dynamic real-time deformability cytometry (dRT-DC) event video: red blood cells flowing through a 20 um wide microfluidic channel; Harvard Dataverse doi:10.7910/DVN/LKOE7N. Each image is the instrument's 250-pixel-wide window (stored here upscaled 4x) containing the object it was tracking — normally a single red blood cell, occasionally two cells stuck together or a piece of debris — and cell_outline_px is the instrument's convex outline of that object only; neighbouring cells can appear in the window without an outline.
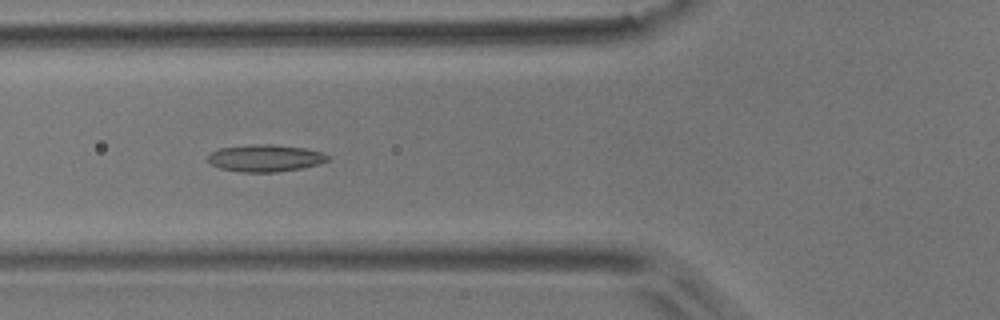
{"species": "common noctule bat (a hibernating species)", "species_latin": "Nyctalus noctula", "temperature_condition": "room temperature", "stored_images_in_passage": 37, "camera_frame_rate_fps": 3000, "um_per_image_px": 0.085, "animal": {"sex": "male", "body_mass_g": 17.9}, "frame": {"image": 1, "passage_image": 5, "time_ms": 1.333, "image_size_px": [1000, 320], "cell_outline_px": [[328, 160], [320, 164], [304, 168], [276, 172], [240, 172], [220, 168], [212, 164], [208, 160], [208, 152], [220, 148], [252, 144], [272, 144], [304, 148], [324, 152], [328, 156]], "centroid_in_image_um": [22.55, 13.44], "position_along_channel_um": 103.2, "area_um2": 19.07}}
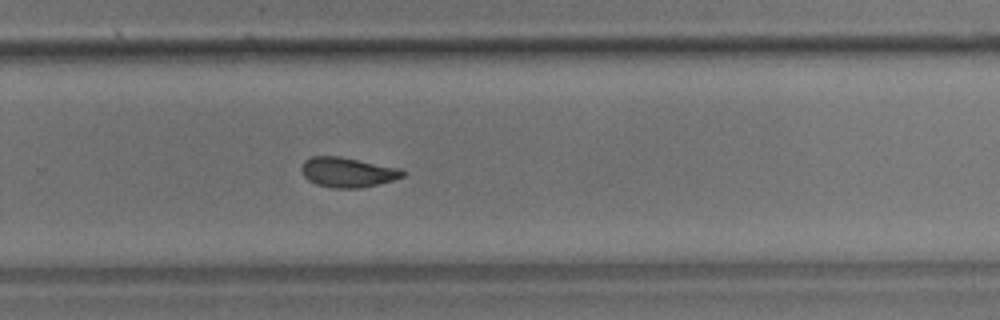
{"frame": {"image": 2, "passage_image": 20, "time_ms": 6.333, "image_size_px": [1000, 320], "cell_outline_px": [[408, 172], [404, 176], [392, 180], [360, 188], [332, 188], [316, 184], [308, 180], [304, 176], [300, 168], [304, 160], [312, 156], [340, 156], [404, 168]], "centroid_in_image_um": [29.58, 14.63], "position_along_channel_um": 300.2, "area_um2": 17.92}}
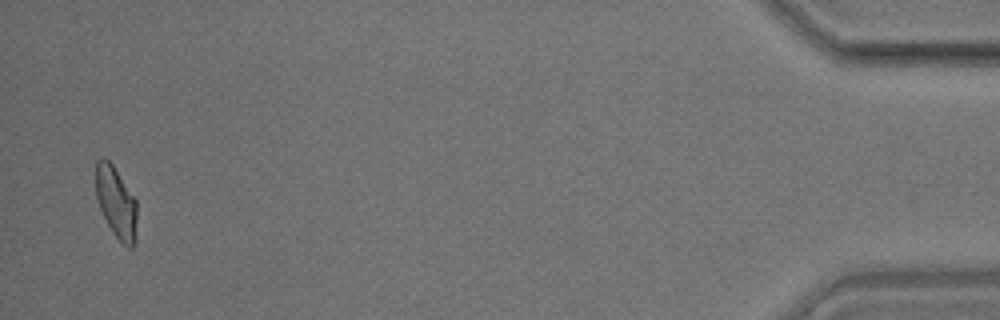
{"frame": {"image": 3, "passage_image": 36, "time_ms": 11.667, "image_size_px": [1000, 320], "cell_outline_px": [[136, 244], [132, 248], [128, 248], [112, 232], [100, 208], [96, 196], [96, 160], [104, 156], [112, 164], [136, 200]], "centroid_in_image_um": [9.88, 17.21], "position_along_channel_um": 425.3, "area_um2": 16.99}, "authors_computed_cell_mechanics": {"area_um2": 17.629, "velocity_mm_per_s": 3.938, "shape_relaxation_time_tau1_ms": null, "shape_relaxation_time_tau2_ms": 2.957, "deformation_change_tau1": null, "deformation_change_tau2": 0.0941}}